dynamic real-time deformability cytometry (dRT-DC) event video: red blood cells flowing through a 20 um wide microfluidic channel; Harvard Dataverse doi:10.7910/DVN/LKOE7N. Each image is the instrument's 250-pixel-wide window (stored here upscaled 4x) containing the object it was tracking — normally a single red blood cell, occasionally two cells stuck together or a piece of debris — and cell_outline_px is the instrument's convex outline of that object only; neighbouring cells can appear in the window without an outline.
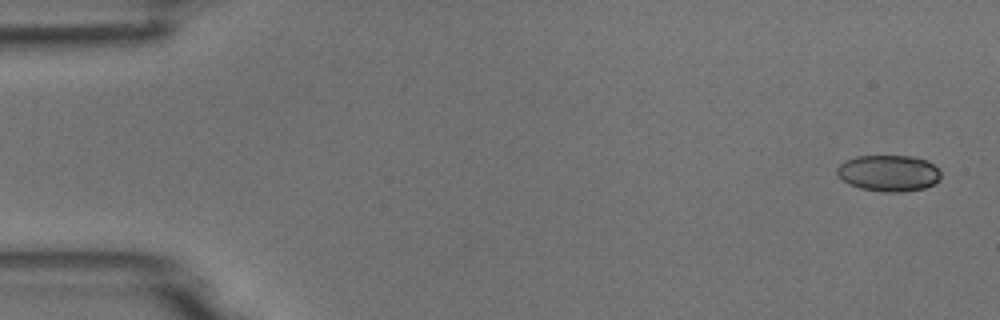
{"species": "common noctule bat (a hibernating species)", "species_latin": "Nyctalus noctula", "temperature_condition": "room temperature", "stored_images_in_passage": 5, "camera_frame_rate_fps": 3000, "um_per_image_px": 0.085, "animal": {"sex": "male", "body_mass_g": 18.8}, "frame": {"image": 1, "passage_image": 1, "time_ms": 0.0, "image_size_px": [1000, 320], "cell_outline_px": [[940, 180], [924, 188], [900, 192], [884, 192], [860, 188], [848, 184], [836, 172], [836, 168], [844, 160], [856, 156], [916, 156], [928, 160], [940, 172]], "centroid_in_image_um": [75.53, 14.71], "position_along_channel_um": 9.5, "area_um2": 22.02}}
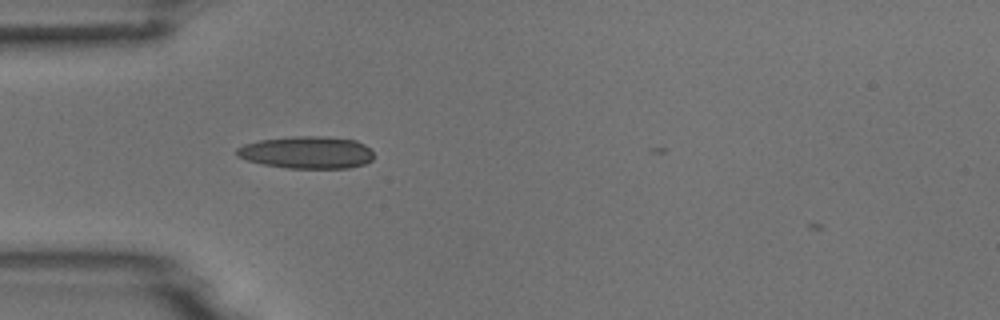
{"frame": {"image": 2, "passage_image": 5, "time_ms": 1.333, "image_size_px": [1000, 320], "cell_outline_px": [[372, 160], [364, 164], [348, 168], [288, 168], [264, 164], [248, 160], [236, 156], [236, 148], [244, 144], [260, 140], [292, 136], [316, 136], [356, 140], [372, 148]], "centroid_in_image_um": [26.09, 12.95], "position_along_channel_um": 58.9, "area_um2": 25.72}}